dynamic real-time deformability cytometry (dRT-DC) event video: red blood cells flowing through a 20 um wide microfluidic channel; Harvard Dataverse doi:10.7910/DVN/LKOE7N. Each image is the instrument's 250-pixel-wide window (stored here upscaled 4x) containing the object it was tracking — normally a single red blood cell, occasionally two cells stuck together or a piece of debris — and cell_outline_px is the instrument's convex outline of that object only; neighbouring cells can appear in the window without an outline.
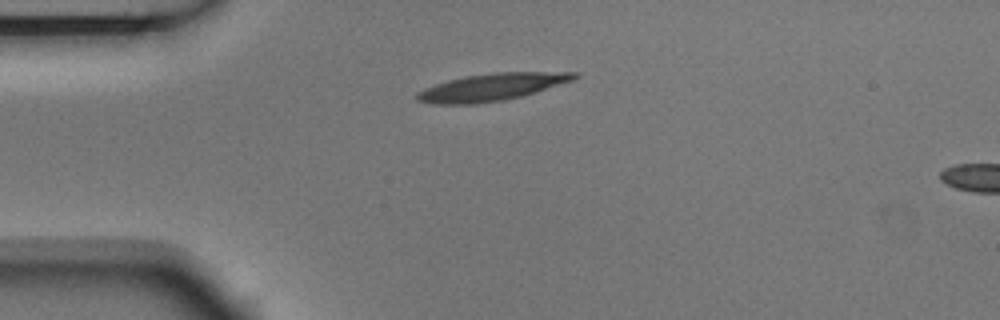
{"species": "Egyptian fruit bat (a non-hibernating species)", "species_latin": "Rousettus aegyptiacus", "temperature_condition": "room temperature", "stored_images_in_passage": 2, "camera_frame_rate_fps": 3000, "um_per_image_px": 0.085, "animal": {"sex": "male"}, "frame": {"image": 1, "passage_image": 1, "time_ms": 0.0, "image_size_px": [1000, 320], "cell_outline_px": [[580, 76], [572, 80], [520, 96], [500, 100], [476, 104], [432, 104], [416, 100], [416, 92], [424, 88], [448, 80], [464, 76], [492, 72], [580, 72]], "centroid_in_image_um": [41.74, 7.39], "position_along_channel_um": 43.3, "area_um2": 24.74}}